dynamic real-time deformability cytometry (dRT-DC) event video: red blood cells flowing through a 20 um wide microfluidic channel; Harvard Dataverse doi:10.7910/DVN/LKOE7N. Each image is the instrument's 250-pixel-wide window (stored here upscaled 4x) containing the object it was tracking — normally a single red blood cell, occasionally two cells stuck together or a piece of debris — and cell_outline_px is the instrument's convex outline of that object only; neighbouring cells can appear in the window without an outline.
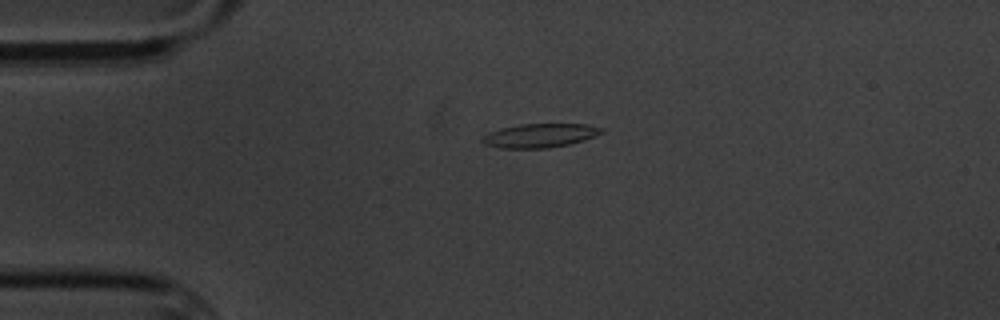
{"species": "common noctule bat (a hibernating species)", "species_latin": "Nyctalus noctula", "temperature_condition": "cold", "stored_images_in_passage": 2, "camera_frame_rate_fps": 3000, "um_per_image_px": 0.085, "animal": {"sex": "male", "body_mass_g": 20.1, "forearm_length_mm": 53.5}, "frame": {"image": 1, "passage_image": 2, "time_ms": 1.333, "image_size_px": [1000, 320], "cell_outline_px": [[604, 132], [596, 136], [584, 140], [568, 144], [548, 148], [500, 148], [484, 144], [480, 140], [488, 132], [520, 124], [588, 124], [604, 128]], "centroid_in_image_um": [45.92, 11.52], "position_along_channel_um": 39.1, "area_um2": 16.59}}